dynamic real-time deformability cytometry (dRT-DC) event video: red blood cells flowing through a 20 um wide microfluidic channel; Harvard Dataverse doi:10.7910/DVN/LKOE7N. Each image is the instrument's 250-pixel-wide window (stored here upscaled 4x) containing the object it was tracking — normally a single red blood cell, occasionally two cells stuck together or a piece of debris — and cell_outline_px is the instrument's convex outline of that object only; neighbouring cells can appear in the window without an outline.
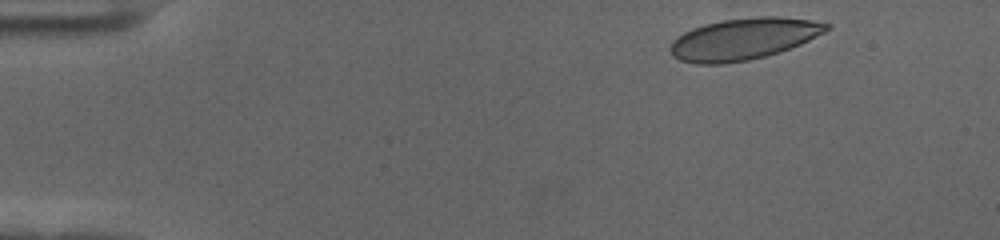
{"species": "human", "species_latin": "Homo sapiens", "temperature_condition": "cold", "stored_images_in_passage": 52, "camera_frame_rate_fps": 3000, "um_per_image_px": 0.085, "donor": {"sex": "female"}, "frame": {"image": 1, "passage_image": 2, "time_ms": 0.333, "image_size_px": [1000, 240], "cell_outline_px": [[832, 28], [800, 44], [764, 56], [748, 60], [724, 64], [696, 64], [680, 60], [672, 56], [668, 48], [672, 40], [676, 36], [692, 28], [704, 24], [724, 20], [760, 16], [776, 16], [812, 20], [832, 24]], "centroid_in_image_um": [63.16, 3.31], "position_along_channel_um": 21.8, "area_um2": 37.86}}
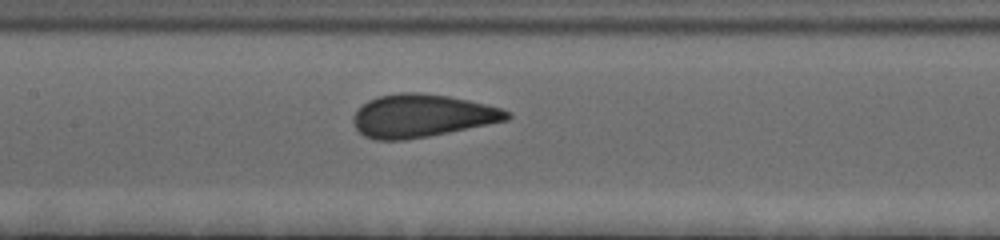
{"frame": {"image": 2, "passage_image": 23, "time_ms": 7.333, "image_size_px": [1000, 240], "cell_outline_px": [[512, 116], [508, 120], [428, 136], [404, 140], [376, 140], [364, 136], [356, 128], [352, 120], [352, 116], [368, 100], [380, 96], [400, 92], [420, 92], [448, 96], [468, 100], [500, 108], [508, 112]], "centroid_in_image_um": [35.83, 9.84], "position_along_channel_um": 171.6, "area_um2": 38.09}}
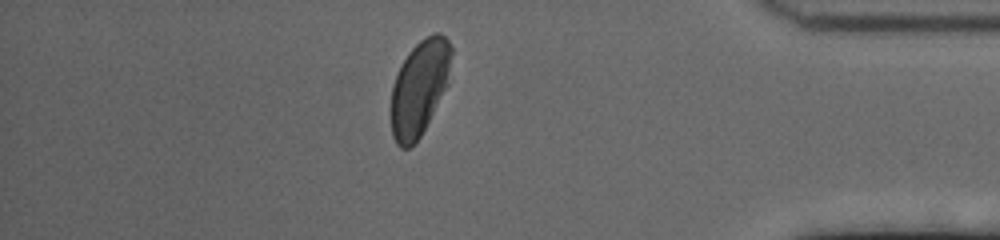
{"frame": {"image": 3, "passage_image": 45, "time_ms": 14.667, "image_size_px": [1000, 240], "cell_outline_px": [[452, 52], [448, 84], [420, 136], [408, 148], [400, 148], [396, 144], [392, 136], [392, 84], [400, 64], [408, 52], [420, 40], [436, 32], [440, 32], [448, 40], [452, 48]], "centroid_in_image_um": [35.65, 7.43], "position_along_channel_um": 399.5, "area_um2": 33.29}, "authors_computed_cell_mechanics": {"area_um2": 37.5989, "velocity_mm_per_s": 3.5265, "shape_relaxation_time_tau1_ms": 5.1181, "shape_relaxation_time_tau2_ms": null, "deformation_change_tau1": 0.1457, "deformation_change_tau2": null}}